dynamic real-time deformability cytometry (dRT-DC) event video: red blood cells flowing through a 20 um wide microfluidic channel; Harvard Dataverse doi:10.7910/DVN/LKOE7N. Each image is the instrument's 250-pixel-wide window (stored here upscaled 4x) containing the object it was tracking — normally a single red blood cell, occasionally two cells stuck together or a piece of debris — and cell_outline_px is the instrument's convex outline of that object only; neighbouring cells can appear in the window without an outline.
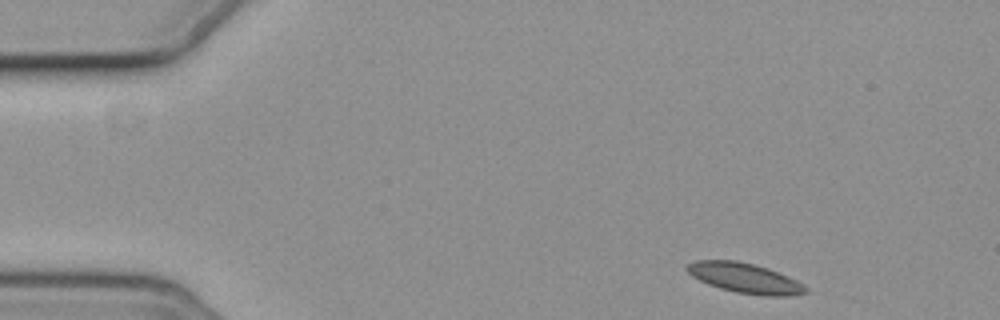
{"species": "common noctule bat (a hibernating species)", "species_latin": "Nyctalus noctula", "temperature_condition": "cold", "stored_images_in_passage": 4, "camera_frame_rate_fps": 3000, "um_per_image_px": 0.085, "animal": {"sex": "female", "body_mass_g": 19.3, "forearm_length_mm": 54.1}, "frame": {"image": 1, "passage_image": 1, "time_ms": 0.0, "image_size_px": [1000, 320], "cell_outline_px": [[808, 292], [792, 296], [764, 296], [736, 292], [720, 288], [708, 284], [692, 276], [684, 268], [684, 264], [696, 260], [736, 260], [768, 268], [788, 276], [804, 284], [808, 288]], "centroid_in_image_um": [63.31, 23.63], "position_along_channel_um": 21.7, "area_um2": 20.92}}